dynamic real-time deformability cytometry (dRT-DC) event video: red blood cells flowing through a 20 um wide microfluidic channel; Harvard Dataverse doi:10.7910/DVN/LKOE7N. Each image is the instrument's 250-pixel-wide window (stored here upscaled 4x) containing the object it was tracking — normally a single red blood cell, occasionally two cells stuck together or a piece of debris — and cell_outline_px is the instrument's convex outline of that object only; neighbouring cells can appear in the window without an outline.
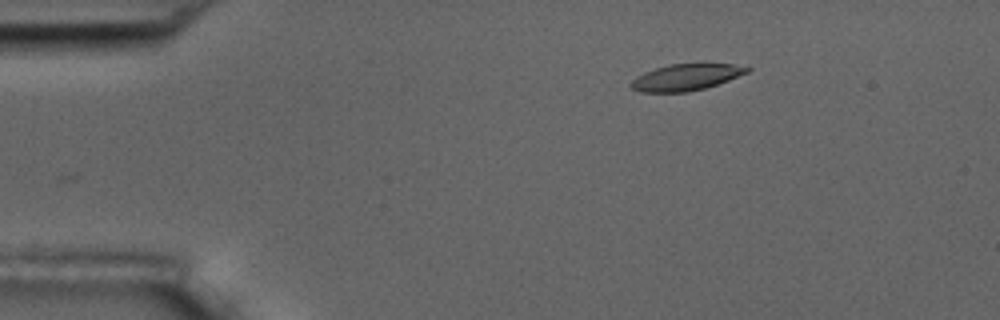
{"species": "common noctule bat (a hibernating species)", "species_latin": "Nyctalus noctula", "temperature_condition": "room temperature", "stored_images_in_passage": 3, "camera_frame_rate_fps": 3000, "um_per_image_px": 0.085, "animal": {"sex": "male", "body_mass_g": 17.5, "forearm_length_mm": 52.3}, "frame": {"image": 1, "passage_image": 1, "time_ms": 0.0, "image_size_px": [1000, 320], "cell_outline_px": [[752, 68], [748, 72], [728, 80], [704, 88], [688, 92], [640, 92], [632, 88], [628, 84], [636, 76], [644, 72], [668, 64], [704, 60], [732, 64]], "centroid_in_image_um": [58.33, 6.51], "position_along_channel_um": 26.7, "area_um2": 18.67}}